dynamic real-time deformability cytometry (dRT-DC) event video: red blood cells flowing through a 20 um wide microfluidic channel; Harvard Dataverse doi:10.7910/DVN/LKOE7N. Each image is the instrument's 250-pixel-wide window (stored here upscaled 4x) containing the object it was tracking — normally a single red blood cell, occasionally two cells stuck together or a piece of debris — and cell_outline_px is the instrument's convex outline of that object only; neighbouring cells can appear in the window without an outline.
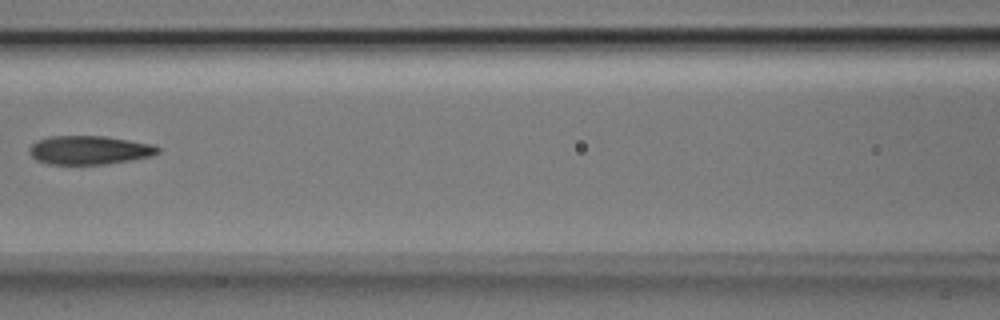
{"species": "Egyptian fruit bat (a non-hibernating species)", "species_latin": "Rousettus aegyptiacus", "temperature_condition": "room temperature", "stored_images_in_passage": 3, "camera_frame_rate_fps": 3000, "um_per_image_px": 0.085, "animal": {"sex": "male"}, "frame": {"image": 1, "passage_image": 3, "time_ms": 0.667, "image_size_px": [1000, 320], "cell_outline_px": [[160, 152], [152, 156], [132, 160], [104, 164], [48, 164], [36, 160], [28, 152], [32, 144], [36, 140], [48, 136], [104, 136], [152, 144], [160, 148]], "centroid_in_image_um": [7.58, 12.76], "position_along_channel_um": 159.0, "area_um2": 21.56}}